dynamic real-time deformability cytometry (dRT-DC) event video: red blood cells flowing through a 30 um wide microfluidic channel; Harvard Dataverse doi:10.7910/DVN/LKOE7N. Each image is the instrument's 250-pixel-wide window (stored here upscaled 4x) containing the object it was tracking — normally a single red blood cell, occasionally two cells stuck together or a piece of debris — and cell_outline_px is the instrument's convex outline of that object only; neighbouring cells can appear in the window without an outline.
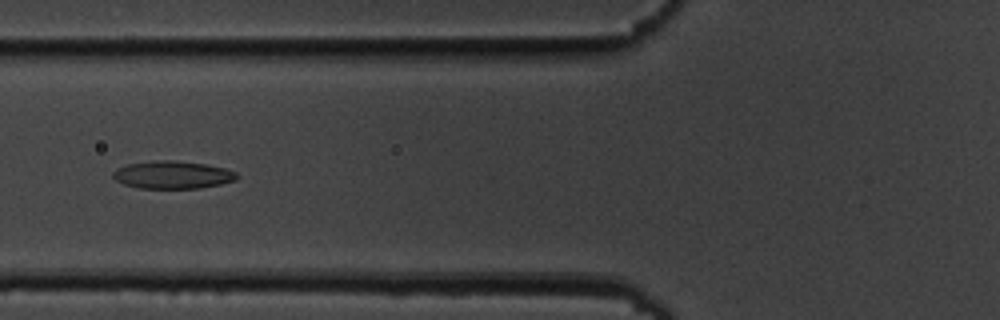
{"species": "common noctule bat (a hibernating species)", "species_latin": "Nyctalus noctula", "temperature_condition": "cold", "stored_images_in_passage": 55, "camera_frame_rate_fps": 3000, "um_per_image_px": 0.085, "animal": {"sex": "male", "body_mass_g": 19.5, "forearm_length_mm": 54.6}, "frame": {"image": 1, "passage_image": 21, "time_ms": 6.667, "image_size_px": [1000, 320], "cell_outline_px": [[240, 176], [236, 180], [220, 184], [200, 188], [140, 188], [124, 184], [116, 180], [112, 176], [112, 172], [116, 168], [128, 164], [156, 160], [172, 160], [204, 164], [224, 168], [236, 172]], "centroid_in_image_um": [14.66, 14.86], "position_along_channel_um": 111.1, "area_um2": 19.94}}
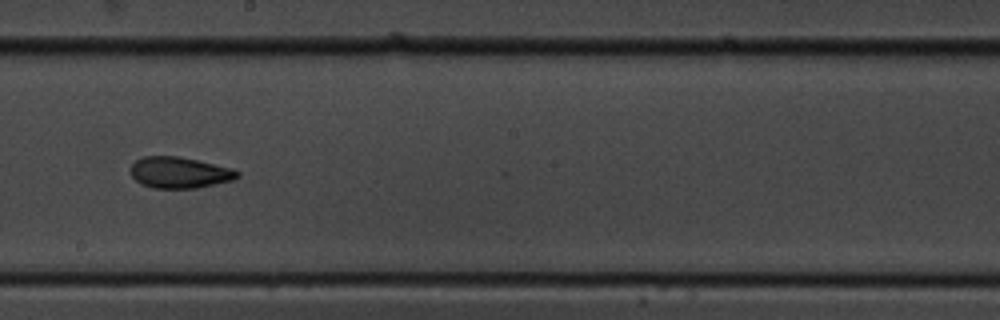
{"frame": {"image": 2, "passage_image": 31, "time_ms": 10.0, "image_size_px": [1000, 320], "cell_outline_px": [[240, 176], [232, 180], [196, 188], [152, 188], [140, 184], [132, 176], [132, 164], [136, 160], [144, 156], [180, 156], [228, 168], [240, 172]], "centroid_in_image_um": [15.22, 14.67], "position_along_channel_um": 233.0, "area_um2": 19.13}}
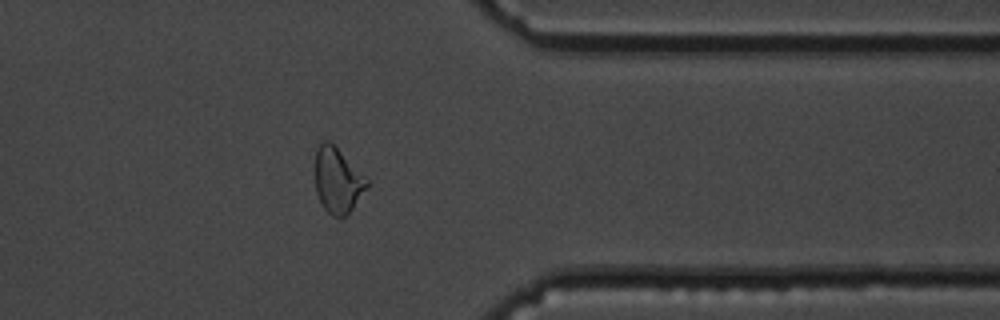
{"frame": {"image": 3, "passage_image": 44, "time_ms": 14.333, "image_size_px": [1000, 320], "cell_outline_px": [[368, 188], [352, 208], [344, 216], [332, 216], [324, 208], [316, 192], [316, 148], [324, 140], [328, 140], [368, 180]], "centroid_in_image_um": [28.69, 15.35], "position_along_channel_um": 382.7, "area_um2": 19.07}, "authors_computed_cell_mechanics": {"area_um2": 19.941, "velocity_mm_per_s": 3.6573, "shape_relaxation_time_tau1_ms": 5.9865, "shape_relaxation_time_tau2_ms": 2.922, "deformation_change_tau1": 0.1955, "deformation_change_tau2": 0.1003}}